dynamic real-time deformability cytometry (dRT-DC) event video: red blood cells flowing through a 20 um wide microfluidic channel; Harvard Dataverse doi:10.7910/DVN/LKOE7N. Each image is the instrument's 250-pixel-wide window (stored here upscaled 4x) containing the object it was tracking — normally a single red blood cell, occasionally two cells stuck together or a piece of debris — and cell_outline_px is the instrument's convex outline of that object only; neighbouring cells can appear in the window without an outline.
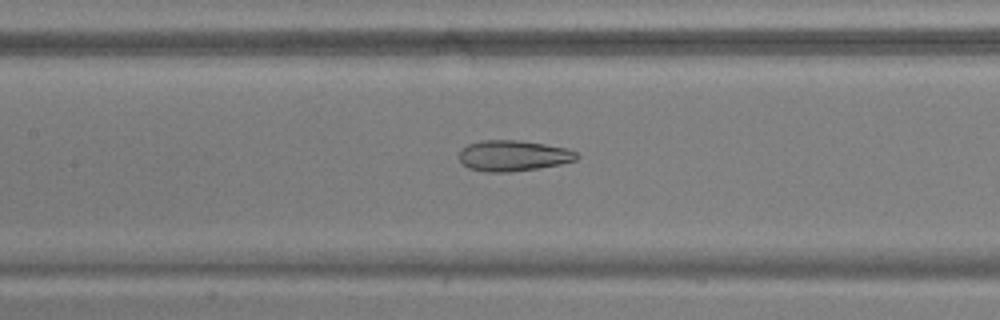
{"species": "common noctule bat (a hibernating species)", "species_latin": "Nyctalus noctula", "temperature_condition": "warm", "stored_images_in_passage": 54, "camera_frame_rate_fps": 3000, "um_per_image_px": 0.085, "animal": {"sex": "male", "body_mass_g": 17.9, "forearm_length_mm": 54.2}, "frame": {"image": 1, "passage_image": 26, "time_ms": 8.333, "image_size_px": [1000, 320], "cell_outline_px": [[580, 156], [576, 160], [560, 164], [536, 168], [508, 172], [484, 172], [468, 168], [460, 160], [460, 148], [468, 144], [480, 140], [516, 140], [544, 144], [568, 148], [576, 152]], "centroid_in_image_um": [43.61, 13.23], "position_along_channel_um": 163.8, "area_um2": 21.1}}
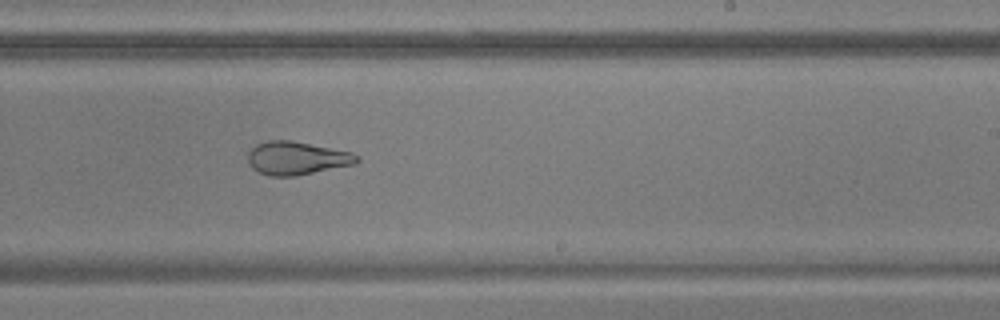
{"frame": {"image": 2, "passage_image": 34, "time_ms": 11.0, "image_size_px": [1000, 320], "cell_outline_px": [[360, 160], [356, 164], [292, 176], [268, 176], [252, 168], [248, 160], [248, 152], [256, 144], [268, 140], [292, 140], [352, 152], [360, 156]], "centroid_in_image_um": [25.24, 13.43], "position_along_channel_um": 263.8, "area_um2": 21.1}}
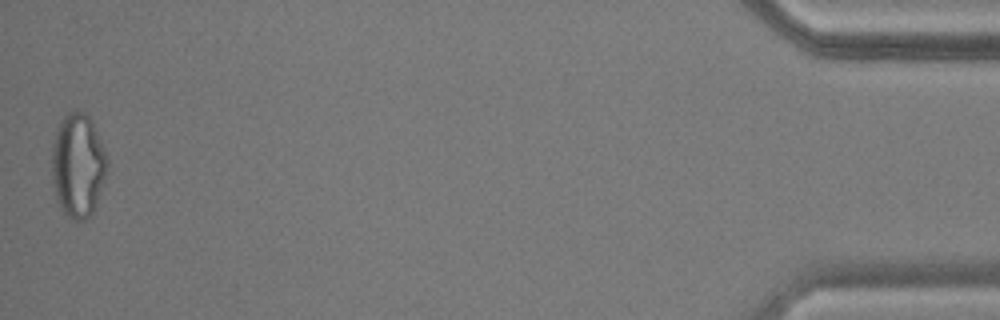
{"frame": {"image": 3, "passage_image": 54, "time_ms": 17.667, "image_size_px": [1000, 320], "cell_outline_px": [[108, 164], [92, 212], [84, 220], [76, 220], [68, 216], [64, 212], [56, 200], [52, 184], [52, 144], [56, 132], [64, 116], [68, 112], [76, 108], [84, 112], [88, 116], [104, 148], [108, 160]], "centroid_in_image_um": [6.59, 14.03], "position_along_channel_um": 428.6, "area_um2": 33.0}, "authors_computed_cell_mechanics": {"area_um2": 27.3394, "velocity_mm_per_s": 3.7675, "shape_relaxation_time_tau1_ms": null, "shape_relaxation_time_tau2_ms": 1.4368, "deformation_change_tau1": null, "deformation_change_tau2": 0.0813}}